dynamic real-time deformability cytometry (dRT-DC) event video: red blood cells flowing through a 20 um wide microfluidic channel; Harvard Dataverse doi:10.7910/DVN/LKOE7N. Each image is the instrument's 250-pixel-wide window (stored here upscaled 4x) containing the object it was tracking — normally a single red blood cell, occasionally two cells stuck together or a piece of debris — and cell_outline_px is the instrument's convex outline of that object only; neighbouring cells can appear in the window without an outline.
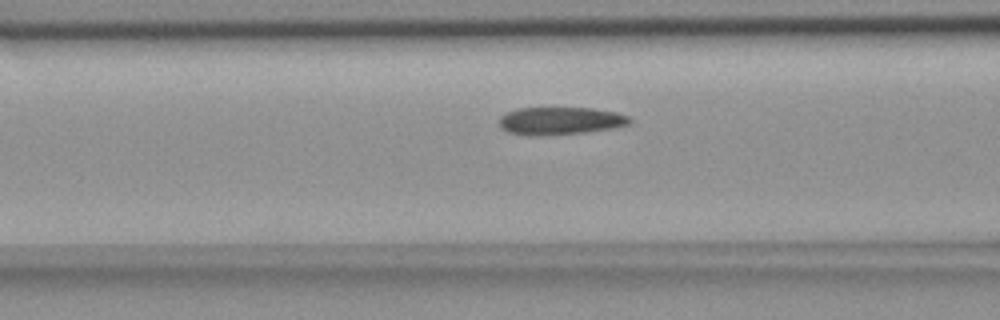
{"species": "common noctule bat (a hibernating species)", "species_latin": "Nyctalus noctula", "temperature_condition": "room temperature", "stored_images_in_passage": 40, "camera_frame_rate_fps": 3000, "um_per_image_px": 0.085, "animal": {"sex": "female", "body_mass_g": 18.4}, "frame": {"image": 1, "passage_image": 13, "time_ms": 4.0, "image_size_px": [1000, 320], "cell_outline_px": [[632, 124], [616, 128], [588, 132], [540, 136], [528, 136], [508, 132], [500, 128], [500, 116], [516, 108], [592, 108], [616, 112], [628, 116], [632, 120]], "centroid_in_image_um": [47.65, 10.28], "position_along_channel_um": 118.9, "area_um2": 21.39}}
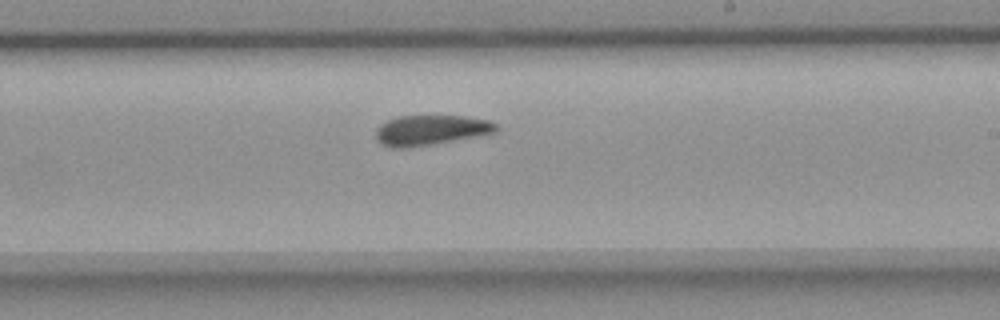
{"frame": {"image": 2, "passage_image": 24, "time_ms": 7.667, "image_size_px": [1000, 320], "cell_outline_px": [[500, 128], [496, 132], [432, 144], [408, 148], [392, 148], [380, 144], [376, 140], [376, 128], [380, 124], [388, 120], [400, 116], [464, 116], [488, 120], [496, 124]], "centroid_in_image_um": [36.57, 11.06], "position_along_channel_um": 252.4, "area_um2": 21.04}}
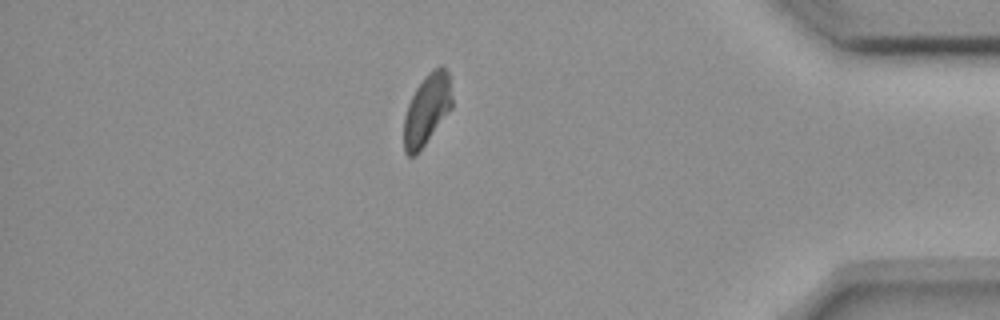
{"frame": {"image": 3, "passage_image": 39, "time_ms": 12.667, "image_size_px": [1000, 320], "cell_outline_px": [[452, 108], [420, 152], [416, 156], [408, 156], [404, 152], [404, 116], [408, 104], [416, 88], [424, 76], [432, 68], [440, 64], [448, 72], [452, 96]], "centroid_in_image_um": [36.29, 9.32], "position_along_channel_um": 398.9, "area_um2": 20.17}}